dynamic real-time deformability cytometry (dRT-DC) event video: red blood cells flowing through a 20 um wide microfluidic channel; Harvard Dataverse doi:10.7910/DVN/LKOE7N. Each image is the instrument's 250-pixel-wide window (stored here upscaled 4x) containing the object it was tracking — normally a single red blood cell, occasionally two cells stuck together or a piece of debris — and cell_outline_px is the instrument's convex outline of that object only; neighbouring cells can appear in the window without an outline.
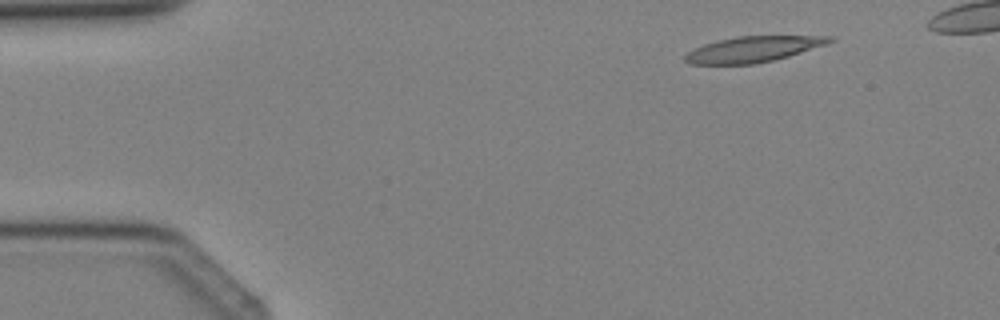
{"species": "Egyptian fruit bat (a non-hibernating species)", "species_latin": "Rousettus aegyptiacus", "temperature_condition": "cold", "stored_images_in_passage": 4, "camera_frame_rate_fps": 3000, "um_per_image_px": 0.085, "animal": {"sex": "female"}, "frame": {"image": 1, "passage_image": 4, "time_ms": 4.667, "image_size_px": [1000, 320], "cell_outline_px": [[836, 40], [828, 44], [788, 56], [772, 60], [752, 64], [692, 64], [684, 60], [684, 56], [688, 52], [704, 44], [736, 36], [836, 36]], "centroid_in_image_um": [64.07, 4.17], "position_along_channel_um": 20.9, "area_um2": 21.5}}